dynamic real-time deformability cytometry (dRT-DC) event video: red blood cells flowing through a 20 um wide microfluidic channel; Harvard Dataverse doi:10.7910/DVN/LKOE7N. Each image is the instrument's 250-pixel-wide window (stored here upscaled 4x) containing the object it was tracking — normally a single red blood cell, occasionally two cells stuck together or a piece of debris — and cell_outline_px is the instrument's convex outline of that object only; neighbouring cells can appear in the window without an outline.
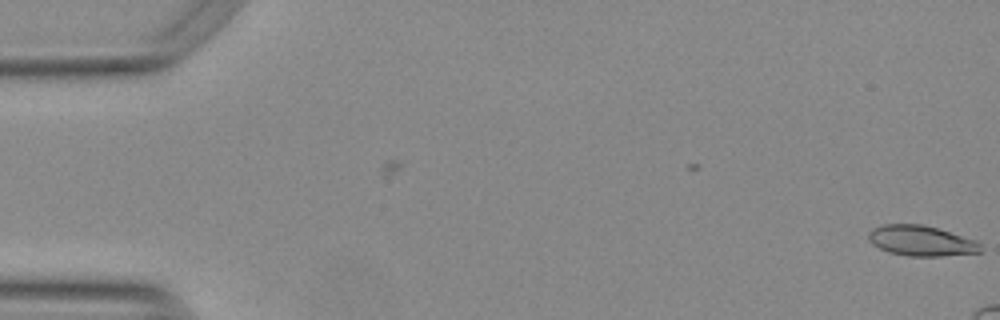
{"species": "Egyptian fruit bat (a non-hibernating species)", "species_latin": "Rousettus aegyptiacus", "temperature_condition": "warm", "stored_images_in_passage": 3, "camera_frame_rate_fps": 3000, "um_per_image_px": 0.085, "animal": {"sex": "female"}, "frame": {"image": 1, "passage_image": 3, "time_ms": 0.667, "image_size_px": [1000, 320], "cell_outline_px": [[984, 252], [940, 256], [908, 256], [888, 252], [872, 244], [868, 240], [868, 232], [872, 228], [884, 224], [924, 224], [976, 240], [980, 244]], "centroid_in_image_um": [78.29, 20.46], "position_along_channel_um": 6.7, "area_um2": 20.0}}